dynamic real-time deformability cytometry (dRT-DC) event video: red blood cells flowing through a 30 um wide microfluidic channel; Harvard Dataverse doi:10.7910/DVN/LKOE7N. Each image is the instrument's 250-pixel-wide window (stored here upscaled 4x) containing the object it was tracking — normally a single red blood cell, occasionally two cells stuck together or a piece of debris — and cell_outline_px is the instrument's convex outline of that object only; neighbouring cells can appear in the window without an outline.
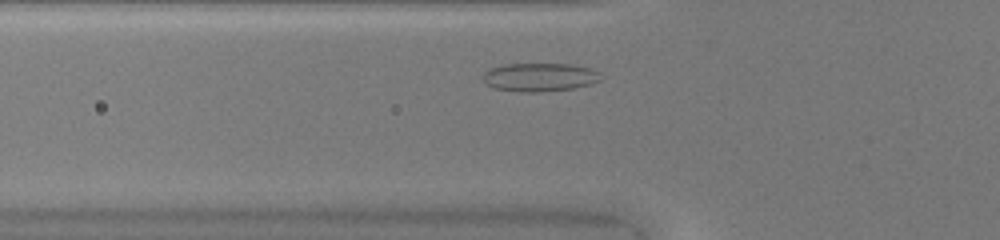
{"species": "common noctule bat (a hibernating species)", "species_latin": "Nyctalus noctula", "temperature_condition": "warm", "stored_images_in_passage": 29, "camera_frame_rate_fps": 3000, "um_per_image_px": 0.085, "animal": {"sex": "female", "body_mass_g": 20.0, "forearm_length_mm": 54.0}, "frame": {"image": 1, "passage_image": 4, "time_ms": 1.0, "image_size_px": [1000, 240], "cell_outline_px": [[604, 76], [600, 80], [576, 88], [540, 92], [516, 92], [496, 88], [488, 84], [480, 76], [484, 72], [492, 68], [504, 64], [572, 64], [588, 68], [600, 72]], "centroid_in_image_um": [45.88, 6.56], "position_along_channel_um": 79.9, "area_um2": 19.59}}
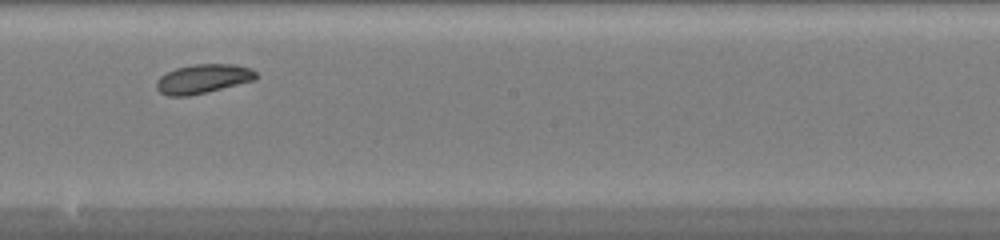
{"frame": {"image": 2, "passage_image": 15, "time_ms": 4.667, "image_size_px": [1000, 240], "cell_outline_px": [[260, 76], [256, 80], [188, 96], [168, 96], [160, 92], [156, 88], [156, 80], [160, 76], [176, 68], [192, 64], [232, 64], [252, 68]], "centroid_in_image_um": [17.28, 6.69], "position_along_channel_um": 230.9, "area_um2": 16.99}}
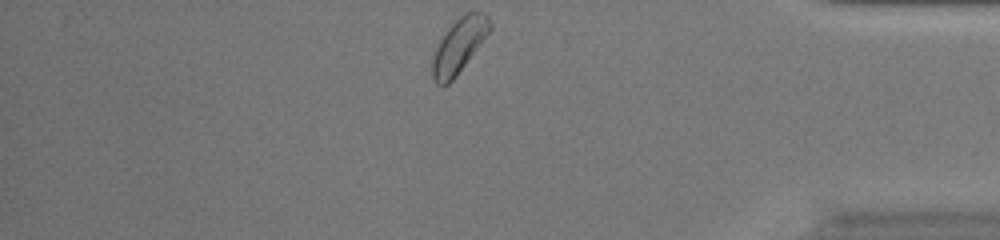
{"frame": {"image": 3, "passage_image": 29, "time_ms": 9.333, "image_size_px": [1000, 240], "cell_outline_px": [[492, 28], [456, 76], [448, 84], [436, 84], [432, 80], [432, 60], [436, 48], [440, 40], [448, 28], [464, 12], [484, 12], [488, 16], [492, 24]], "centroid_in_image_um": [39.02, 3.86], "position_along_channel_um": 396.2, "area_um2": 17.98}}